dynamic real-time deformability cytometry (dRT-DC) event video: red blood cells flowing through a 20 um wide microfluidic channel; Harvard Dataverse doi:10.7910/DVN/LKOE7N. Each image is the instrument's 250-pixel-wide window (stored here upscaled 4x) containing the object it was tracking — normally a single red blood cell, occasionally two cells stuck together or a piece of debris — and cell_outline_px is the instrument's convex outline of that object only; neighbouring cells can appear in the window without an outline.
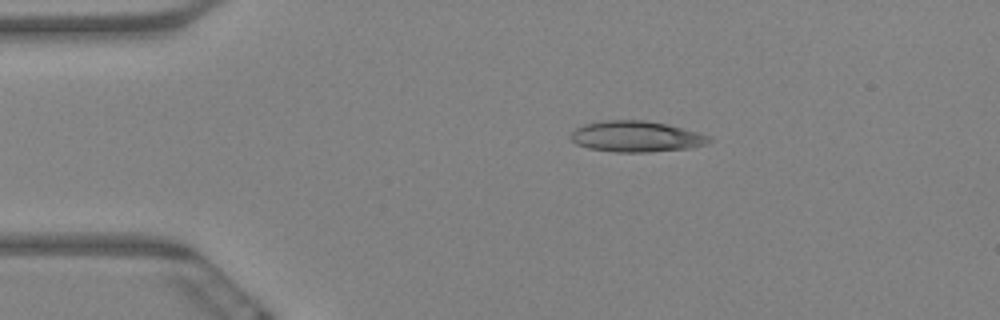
{"species": "Egyptian fruit bat (a non-hibernating species)", "species_latin": "Rousettus aegyptiacus", "temperature_condition": "warm", "stored_images_in_passage": 5, "camera_frame_rate_fps": 3000, "um_per_image_px": 0.085, "animal": {"sex": "female"}, "frame": {"image": 1, "passage_image": 3, "time_ms": 0.667, "image_size_px": [1000, 320], "cell_outline_px": [[712, 140], [708, 144], [692, 148], [648, 152], [612, 152], [588, 148], [576, 144], [568, 136], [576, 128], [584, 124], [604, 120], [644, 120], [668, 124], [712, 136]], "centroid_in_image_um": [54.1, 11.61], "position_along_channel_um": 30.9, "area_um2": 25.26}}